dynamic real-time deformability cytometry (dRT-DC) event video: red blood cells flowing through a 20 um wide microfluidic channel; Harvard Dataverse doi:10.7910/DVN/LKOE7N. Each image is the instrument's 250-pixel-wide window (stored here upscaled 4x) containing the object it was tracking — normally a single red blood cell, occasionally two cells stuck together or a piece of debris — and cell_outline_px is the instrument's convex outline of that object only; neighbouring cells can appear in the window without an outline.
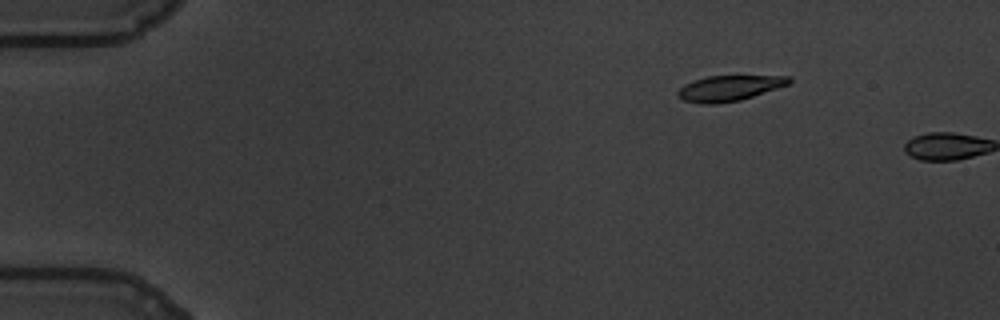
{"species": "common noctule bat (a hibernating species)", "species_latin": "Nyctalus noctula", "temperature_condition": "warm", "stored_images_in_passage": 2, "camera_frame_rate_fps": 3000, "um_per_image_px": 0.085, "animal": {"sex": "male", "body_mass_g": 19.5, "forearm_length_mm": 54.6}, "frame": {"image": 1, "passage_image": 1, "time_ms": 0.0, "image_size_px": [1000, 320], "cell_outline_px": [[792, 80], [788, 84], [740, 100], [716, 104], [700, 104], [684, 100], [676, 96], [676, 92], [684, 84], [708, 76], [792, 76]], "centroid_in_image_um": [61.94, 7.5], "position_along_channel_um": 23.1, "area_um2": 16.36}}